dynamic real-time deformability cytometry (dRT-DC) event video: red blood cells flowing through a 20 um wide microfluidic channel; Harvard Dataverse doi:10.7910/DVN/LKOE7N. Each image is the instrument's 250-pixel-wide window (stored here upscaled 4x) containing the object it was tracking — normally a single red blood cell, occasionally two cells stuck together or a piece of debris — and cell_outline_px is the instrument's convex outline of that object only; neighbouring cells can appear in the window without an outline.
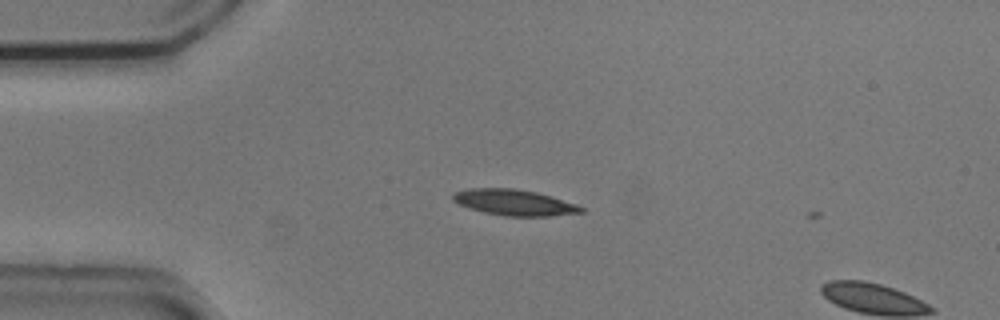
{"species": "common noctule bat (a hibernating species)", "species_latin": "Nyctalus noctula", "temperature_condition": "cold", "stored_images_in_passage": 2, "camera_frame_rate_fps": 3000, "um_per_image_px": 0.085, "animal": {"sex": "male", "body_mass_g": 20.5, "forearm_length_mm": 52.5}, "frame": {"image": 1, "passage_image": 1, "time_ms": 0.0, "image_size_px": [1000, 320], "cell_outline_px": [[584, 212], [552, 216], [504, 216], [484, 212], [468, 208], [452, 200], [452, 196], [456, 192], [468, 188], [512, 188], [536, 192], [552, 196], [576, 204], [584, 208]], "centroid_in_image_um": [43.72, 17.21], "position_along_channel_um": 41.3, "area_um2": 19.36}}